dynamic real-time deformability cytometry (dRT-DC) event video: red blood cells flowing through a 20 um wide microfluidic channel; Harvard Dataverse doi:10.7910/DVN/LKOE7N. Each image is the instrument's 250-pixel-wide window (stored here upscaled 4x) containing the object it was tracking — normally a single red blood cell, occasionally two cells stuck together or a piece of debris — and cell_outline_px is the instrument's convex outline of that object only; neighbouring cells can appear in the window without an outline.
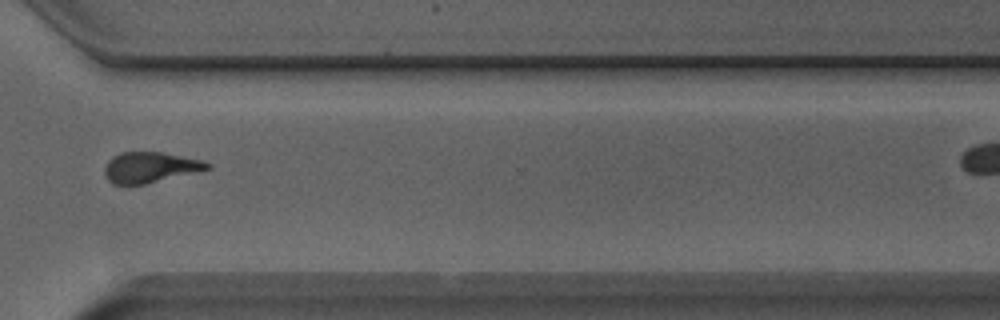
{"species": "Egyptian fruit bat (a non-hibernating species)", "species_latin": "Rousettus aegyptiacus", "temperature_condition": "room temperature", "stored_images_in_passage": 27, "camera_frame_rate_fps": 3000, "um_per_image_px": 0.085, "animal": {"sex": "male"}, "frame": {"image": 1, "passage_image": 23, "time_ms": 7.333, "image_size_px": [1000, 320], "cell_outline_px": [[204, 168], [148, 180], [128, 180], [108, 168], [120, 156], [164, 156], [188, 160], [204, 164]], "centroid_in_image_um": [12.91, 14.19], "position_along_channel_um": 357.7, "area_um2": 11.79}}